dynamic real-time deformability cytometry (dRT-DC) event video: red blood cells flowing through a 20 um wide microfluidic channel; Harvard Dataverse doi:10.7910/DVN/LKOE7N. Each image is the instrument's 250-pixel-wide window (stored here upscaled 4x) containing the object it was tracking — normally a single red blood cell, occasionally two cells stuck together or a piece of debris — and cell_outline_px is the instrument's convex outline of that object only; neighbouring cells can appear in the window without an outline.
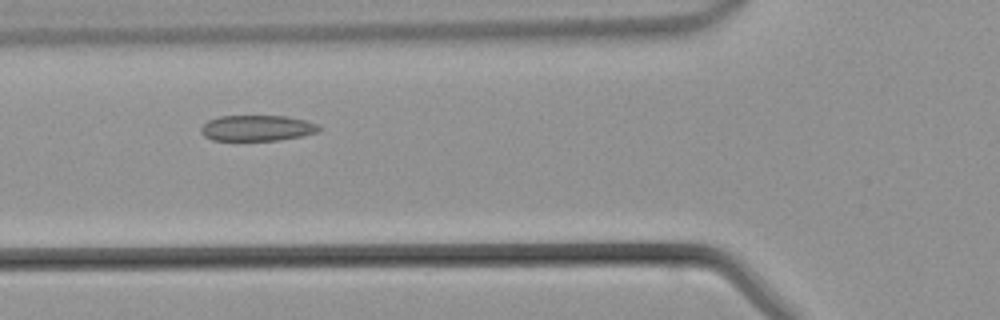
{"species": "common noctule bat (a hibernating species)", "species_latin": "Nyctalus noctula", "temperature_condition": "warm", "stored_images_in_passage": 7, "camera_frame_rate_fps": 3000, "um_per_image_px": 0.085, "animal": {"sex": "male", "body_mass_g": 21.5, "forearm_length_mm": 52.0}, "frame": {"image": 1, "passage_image": 3, "time_ms": 0.667, "image_size_px": [1000, 320], "cell_outline_px": [[324, 128], [316, 132], [300, 136], [280, 140], [212, 140], [204, 136], [200, 132], [200, 128], [208, 120], [220, 116], [288, 116], [304, 120], [316, 124]], "centroid_in_image_um": [21.84, 10.88], "position_along_channel_um": 104.0, "area_um2": 17.69}}